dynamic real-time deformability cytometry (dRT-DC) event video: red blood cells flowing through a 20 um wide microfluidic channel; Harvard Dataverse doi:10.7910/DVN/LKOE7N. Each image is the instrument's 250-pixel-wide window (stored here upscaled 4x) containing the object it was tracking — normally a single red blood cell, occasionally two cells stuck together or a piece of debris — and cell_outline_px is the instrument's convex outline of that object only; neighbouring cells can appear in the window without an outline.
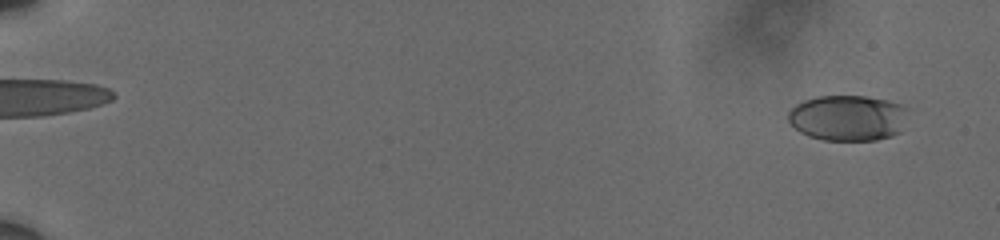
{"species": "human", "species_latin": "Homo sapiens", "temperature_condition": "cold", "stored_images_in_passage": 61, "camera_frame_rate_fps": 3000, "um_per_image_px": 0.085, "donor": {"sex": "male"}, "frame": {"image": 1, "passage_image": 4, "time_ms": 1.0, "image_size_px": [1000, 240], "cell_outline_px": [[908, 108], [900, 132], [892, 136], [876, 140], [824, 140], [808, 136], [800, 132], [788, 120], [788, 112], [796, 104], [804, 100], [816, 96], [864, 96], [884, 100], [900, 104]], "centroid_in_image_um": [72.05, 10.02], "position_along_channel_um": 12.9, "area_um2": 31.85}}
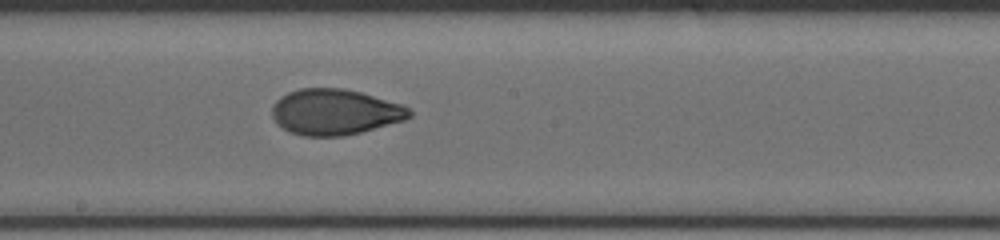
{"frame": {"image": 2, "passage_image": 37, "time_ms": 12.0, "image_size_px": [1000, 240], "cell_outline_px": [[412, 116], [404, 120], [360, 132], [344, 136], [304, 136], [288, 132], [272, 116], [272, 104], [280, 96], [288, 92], [300, 88], [344, 88], [360, 92], [404, 104], [412, 112]], "centroid_in_image_um": [28.47, 9.51], "position_along_channel_um": 219.7, "area_um2": 36.7}}
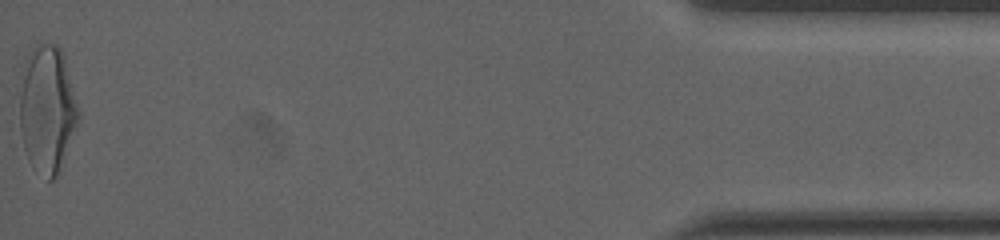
{"frame": {"image": 3, "passage_image": 61, "time_ms": 20.0, "image_size_px": [1000, 240], "cell_outline_px": [[80, 116], [56, 176], [52, 180], [48, 180], [32, 168], [28, 160], [24, 148], [20, 128], [20, 96], [24, 76], [32, 48], [36, 44], [56, 44], [60, 48], [64, 56], [80, 112]], "centroid_in_image_um": [4.03, 9.31], "position_along_channel_um": 431.2, "area_um2": 42.66}, "authors_computed_cell_mechanics": {"area_um2": 35.7782, "velocity_mm_per_s": 3.6264, "shape_relaxation_time_tau1_ms": 4.5133, "shape_relaxation_time_tau2_ms": 1.4486, "deformation_change_tau1": 0.1673, "deformation_change_tau2": 0.0606}}